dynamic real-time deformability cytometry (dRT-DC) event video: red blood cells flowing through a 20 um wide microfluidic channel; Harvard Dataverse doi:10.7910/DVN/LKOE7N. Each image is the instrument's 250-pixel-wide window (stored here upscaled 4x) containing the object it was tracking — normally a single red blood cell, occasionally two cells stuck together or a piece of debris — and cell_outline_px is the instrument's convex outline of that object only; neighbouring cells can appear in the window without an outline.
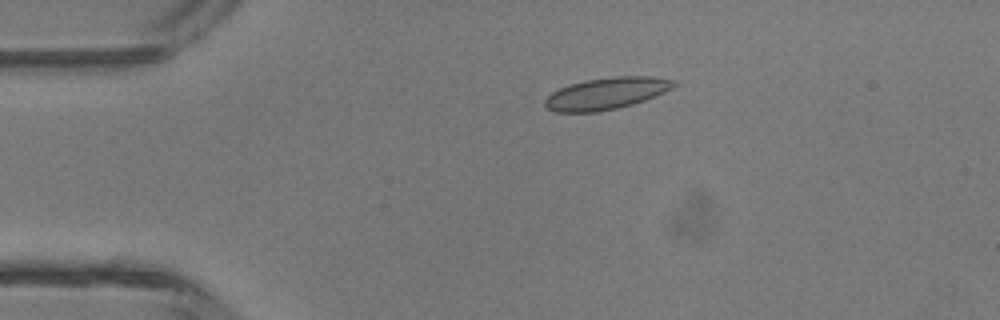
{"species": "common noctule bat (a hibernating species)", "species_latin": "Nyctalus noctula", "temperature_condition": "room temperature", "stored_images_in_passage": 4, "camera_frame_rate_fps": 3000, "um_per_image_px": 0.085, "animal": {"sex": "male", "body_mass_g": 13.3}, "frame": {"image": 1, "passage_image": 3, "time_ms": 0.667, "image_size_px": [1000, 320], "cell_outline_px": [[680, 84], [656, 96], [632, 104], [616, 108], [596, 112], [556, 112], [548, 108], [544, 104], [544, 100], [552, 92], [560, 88], [584, 80], [612, 76], [652, 76], [676, 80]], "centroid_in_image_um": [51.59, 7.93], "position_along_channel_um": 33.4, "area_um2": 23.93}}